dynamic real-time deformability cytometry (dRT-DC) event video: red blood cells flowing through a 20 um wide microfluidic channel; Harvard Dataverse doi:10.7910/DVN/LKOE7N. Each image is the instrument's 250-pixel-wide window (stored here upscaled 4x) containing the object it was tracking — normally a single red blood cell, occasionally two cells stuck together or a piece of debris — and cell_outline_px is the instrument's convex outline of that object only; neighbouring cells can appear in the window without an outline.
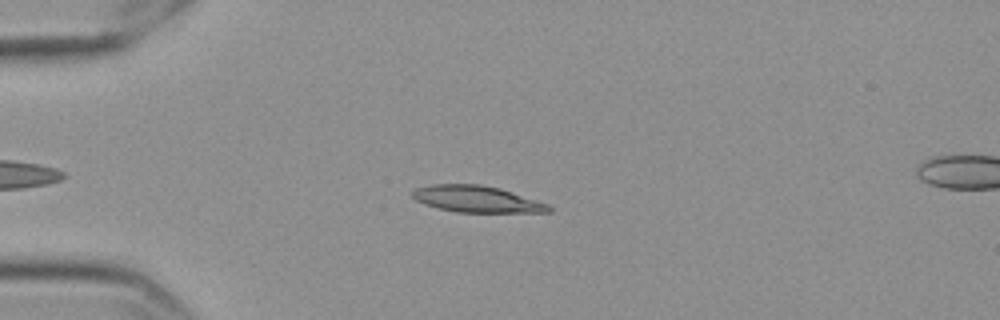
{"species": "Egyptian fruit bat (a non-hibernating species)", "species_latin": "Rousettus aegyptiacus", "temperature_condition": "cold", "stored_images_in_passage": 49, "camera_frame_rate_fps": 3000, "um_per_image_px": 0.085, "frame": {"image": 1, "passage_image": 7, "time_ms": 2.0, "image_size_px": [1000, 320], "cell_outline_px": [[552, 212], [456, 212], [440, 208], [416, 200], [412, 196], [412, 192], [416, 188], [432, 184], [480, 184], [500, 188], [548, 204], [552, 208]], "centroid_in_image_um": [40.55, 16.92], "position_along_channel_um": 44.5, "area_um2": 20.81}}
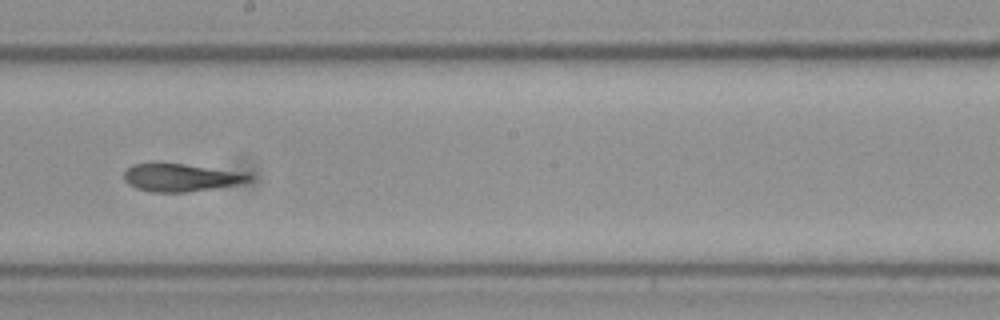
{"frame": {"image": 2, "passage_image": 25, "time_ms": 8.0, "image_size_px": [1000, 320], "cell_outline_px": [[252, 180], [236, 184], [212, 188], [184, 192], [152, 192], [136, 188], [128, 184], [124, 180], [124, 172], [132, 164], [184, 164], [248, 172], [252, 176]], "centroid_in_image_um": [15.4, 15.09], "position_along_channel_um": 232.8, "area_um2": 20.06}}
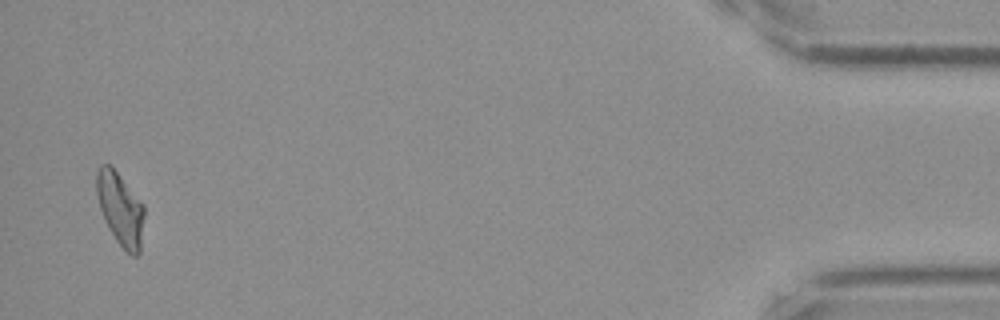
{"frame": {"image": 3, "passage_image": 48, "time_ms": 15.667, "image_size_px": [1000, 320], "cell_outline_px": [[144, 216], [140, 252], [136, 256], [132, 256], [116, 240], [108, 228], [104, 220], [100, 208], [96, 192], [96, 172], [100, 164], [108, 164], [116, 172], [144, 204]], "centroid_in_image_um": [10.22, 17.76], "position_along_channel_um": 425.0, "area_um2": 20.06}, "authors_computed_cell_mechanics": {"area_um2": 20.6346, "velocity_mm_per_s": 3.5566, "shape_relaxation_time_tau1_ms": null, "shape_relaxation_time_tau2_ms": 2.6752, "deformation_change_tau1": null, "deformation_change_tau2": 0.0896}}